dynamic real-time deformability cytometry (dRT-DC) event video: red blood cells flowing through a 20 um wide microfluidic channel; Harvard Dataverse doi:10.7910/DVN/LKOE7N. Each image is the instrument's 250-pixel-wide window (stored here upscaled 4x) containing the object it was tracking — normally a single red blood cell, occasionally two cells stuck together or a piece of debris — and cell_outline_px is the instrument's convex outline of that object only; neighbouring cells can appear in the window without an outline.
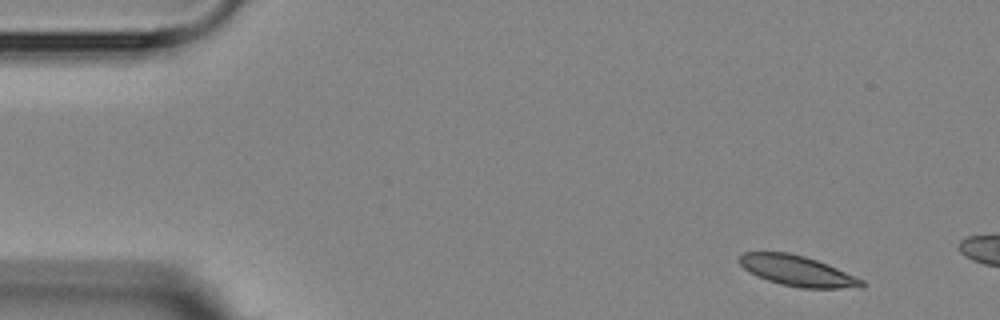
{"species": "Egyptian fruit bat (a non-hibernating species)", "species_latin": "Rousettus aegyptiacus", "temperature_condition": "room temperature", "stored_images_in_passage": 3, "camera_frame_rate_fps": 3000, "um_per_image_px": 0.085, "animal": {"sex": "female"}, "frame": {"image": 1, "passage_image": 1, "time_ms": 0.0, "image_size_px": [1000, 320], "cell_outline_px": [[868, 284], [864, 288], [800, 288], [780, 284], [756, 276], [748, 272], [736, 260], [744, 252], [788, 252], [804, 256], [828, 264], [856, 276], [864, 280]], "centroid_in_image_um": [67.81, 23.03], "position_along_channel_um": 17.2, "area_um2": 22.02}}